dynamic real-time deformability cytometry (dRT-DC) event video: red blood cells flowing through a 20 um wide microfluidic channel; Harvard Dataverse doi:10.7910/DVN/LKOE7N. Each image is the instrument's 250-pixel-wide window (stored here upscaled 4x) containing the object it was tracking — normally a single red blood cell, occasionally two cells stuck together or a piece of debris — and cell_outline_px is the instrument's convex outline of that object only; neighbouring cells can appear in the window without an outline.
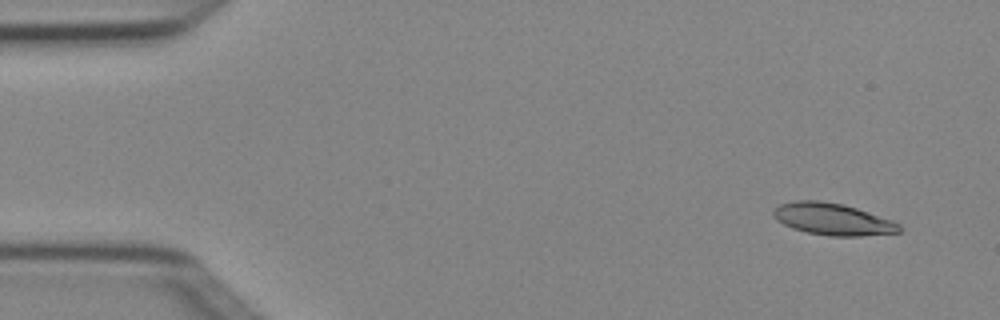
{"species": "Egyptian fruit bat (a non-hibernating species)", "species_latin": "Rousettus aegyptiacus", "temperature_condition": "cold", "stored_images_in_passage": 4, "camera_frame_rate_fps": 3000, "um_per_image_px": 0.085, "animal": {"sex": "female"}, "frame": {"image": 1, "passage_image": 1, "time_ms": 0.0, "image_size_px": [1000, 320], "cell_outline_px": [[900, 232], [860, 236], [828, 236], [808, 232], [792, 228], [776, 220], [772, 216], [772, 212], [780, 204], [796, 200], [820, 200], [844, 204], [892, 220], [900, 224]], "centroid_in_image_um": [70.75, 18.62], "position_along_channel_um": 14.2, "area_um2": 23.35}}
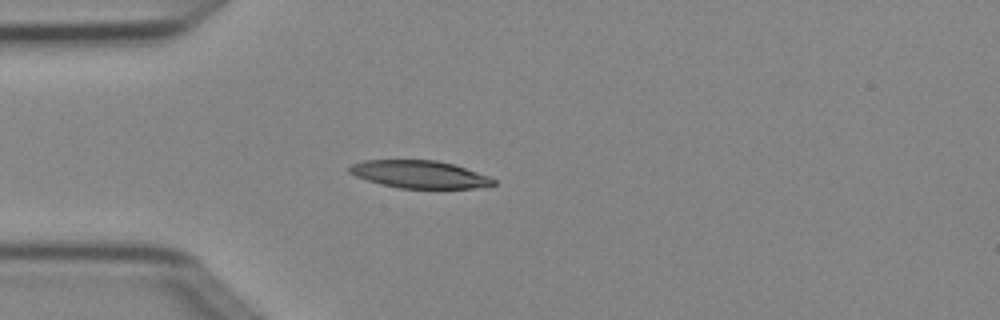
{"frame": {"image": 2, "passage_image": 4, "time_ms": 1.0, "image_size_px": [1000, 320], "cell_outline_px": [[496, 184], [476, 188], [400, 188], [380, 184], [356, 176], [348, 172], [348, 168], [352, 164], [364, 160], [436, 160], [452, 164], [488, 176], [496, 180]], "centroid_in_image_um": [35.63, 14.82], "position_along_channel_um": 49.4, "area_um2": 22.95}}